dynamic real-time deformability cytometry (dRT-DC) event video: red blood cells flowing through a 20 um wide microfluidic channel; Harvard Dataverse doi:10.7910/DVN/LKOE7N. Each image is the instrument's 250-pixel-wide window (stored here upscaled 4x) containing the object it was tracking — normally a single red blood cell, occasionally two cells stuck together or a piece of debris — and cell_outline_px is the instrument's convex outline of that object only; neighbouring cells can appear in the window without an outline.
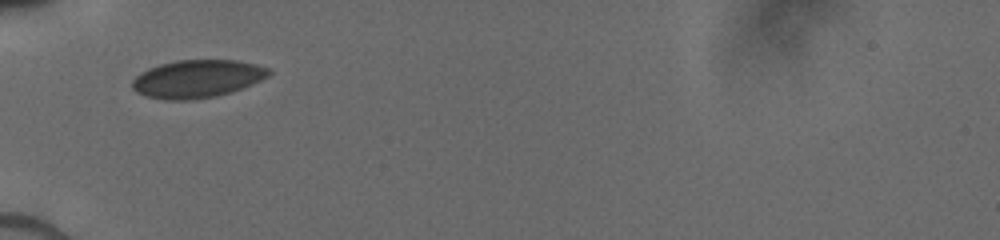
{"species": "human", "species_latin": "Homo sapiens", "temperature_condition": "cold", "stored_images_in_passage": 26, "camera_frame_rate_fps": 3000, "um_per_image_px": 0.085, "donor": {"sex": "male"}, "frame": {"image": 1, "passage_image": 1, "time_ms": 0.0, "image_size_px": [1000, 240], "cell_outline_px": [[272, 72], [268, 76], [260, 80], [240, 88], [216, 96], [192, 100], [164, 100], [148, 96], [136, 92], [132, 88], [132, 80], [140, 72], [148, 68], [160, 64], [176, 60], [236, 60], [256, 64], [268, 68]], "centroid_in_image_um": [16.72, 6.69], "position_along_channel_um": 68.3, "area_um2": 30.0}}
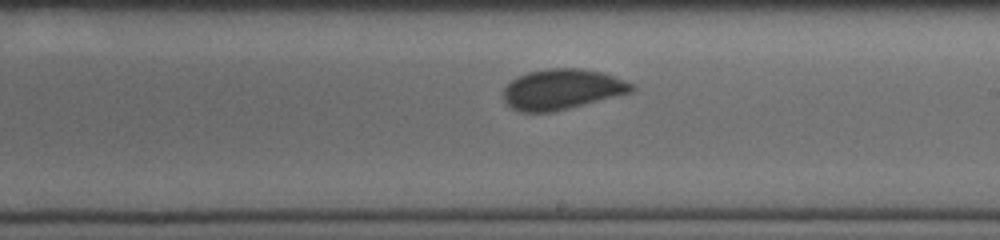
{"frame": {"image": 2, "passage_image": 17, "time_ms": 4.333, "image_size_px": [1000, 240], "cell_outline_px": [[636, 88], [632, 92], [552, 112], [520, 112], [512, 108], [504, 100], [504, 88], [512, 80], [528, 72], [548, 68], [580, 68], [604, 72], [632, 84]], "centroid_in_image_um": [47.77, 7.58], "position_along_channel_um": 241.2, "area_um2": 29.94}}
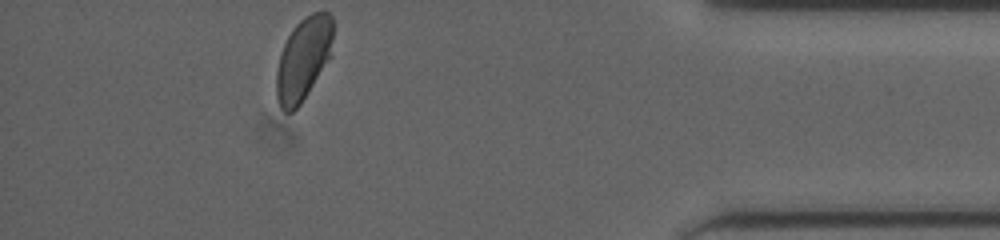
{"frame": {"image": 3, "passage_image": 26, "time_ms": 9.333, "image_size_px": [1000, 240], "cell_outline_px": [[332, 56], [300, 104], [292, 112], [284, 112], [280, 108], [276, 100], [276, 72], [280, 56], [284, 44], [292, 28], [304, 16], [312, 12], [328, 12], [332, 16]], "centroid_in_image_um": [25.78, 5.01], "position_along_channel_um": 409.4, "area_um2": 27.51}}